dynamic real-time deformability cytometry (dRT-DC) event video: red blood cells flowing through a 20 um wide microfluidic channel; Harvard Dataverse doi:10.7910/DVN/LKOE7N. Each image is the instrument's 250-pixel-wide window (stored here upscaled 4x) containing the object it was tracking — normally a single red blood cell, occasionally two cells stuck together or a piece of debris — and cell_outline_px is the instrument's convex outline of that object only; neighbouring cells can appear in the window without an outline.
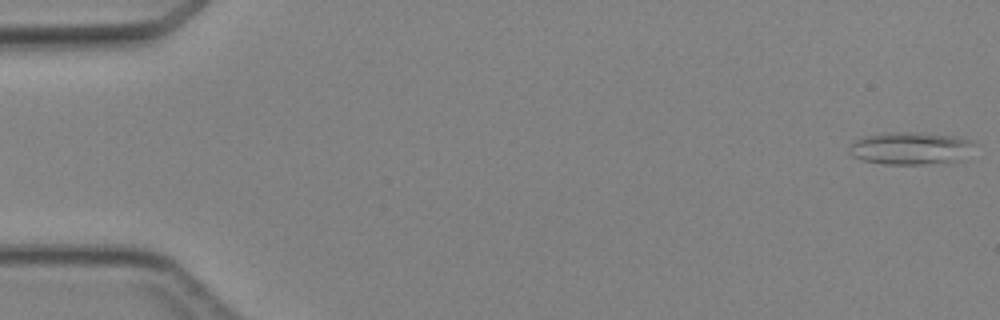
{"species": "Egyptian fruit bat (a non-hibernating species)", "species_latin": "Rousettus aegyptiacus", "temperature_condition": "cold", "stored_images_in_passage": 3, "segment_of_instrument_passage": [2, 2], "camera_frame_rate_fps": 3000, "um_per_image_px": 0.085, "animal": {"sex": "female"}, "frame": {"image": 1, "passage_image": 3, "time_ms": 2.333, "image_size_px": [1000, 320], "cell_outline_px": [[976, 144], [952, 160], [924, 164], [884, 164], [864, 160], [852, 156], [852, 144], [856, 140], [868, 136], [884, 132], [908, 132], [952, 136], [972, 140]], "centroid_in_image_um": [77.31, 12.58], "position_along_channel_um": 7.7, "area_um2": 22.54}}